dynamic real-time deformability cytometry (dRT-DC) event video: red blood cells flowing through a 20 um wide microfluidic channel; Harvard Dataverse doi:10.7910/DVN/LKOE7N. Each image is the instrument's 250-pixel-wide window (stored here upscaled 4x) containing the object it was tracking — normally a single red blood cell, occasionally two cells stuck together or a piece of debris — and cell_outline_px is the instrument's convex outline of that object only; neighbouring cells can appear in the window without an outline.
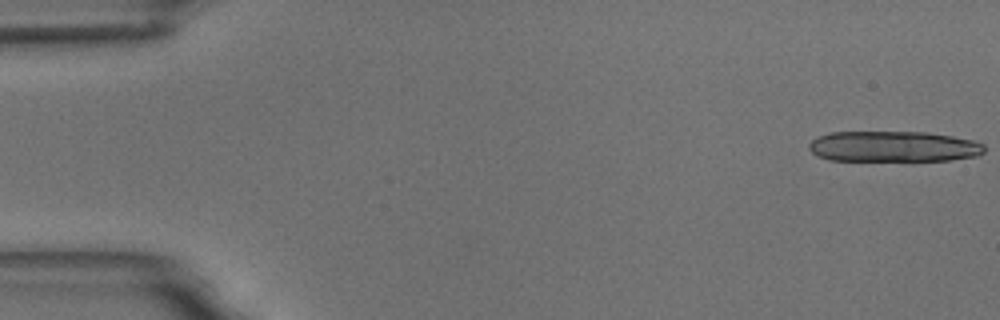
{"species": "common noctule bat (a hibernating species)", "species_latin": "Nyctalus noctula", "temperature_condition": "room temperature", "stored_images_in_passage": 15, "camera_frame_rate_fps": 3000, "um_per_image_px": 0.085, "animal": {"sex": "male", "body_mass_g": 18.8}, "frame": {"image": 1, "passage_image": 1, "time_ms": 0.0, "image_size_px": [1000, 320], "cell_outline_px": [[984, 152], [976, 156], [952, 160], [828, 160], [816, 156], [808, 148], [808, 144], [816, 136], [832, 132], [924, 132], [952, 136], [976, 140], [984, 144]], "centroid_in_image_um": [75.93, 12.45], "position_along_channel_um": 9.1, "area_um2": 31.56}}